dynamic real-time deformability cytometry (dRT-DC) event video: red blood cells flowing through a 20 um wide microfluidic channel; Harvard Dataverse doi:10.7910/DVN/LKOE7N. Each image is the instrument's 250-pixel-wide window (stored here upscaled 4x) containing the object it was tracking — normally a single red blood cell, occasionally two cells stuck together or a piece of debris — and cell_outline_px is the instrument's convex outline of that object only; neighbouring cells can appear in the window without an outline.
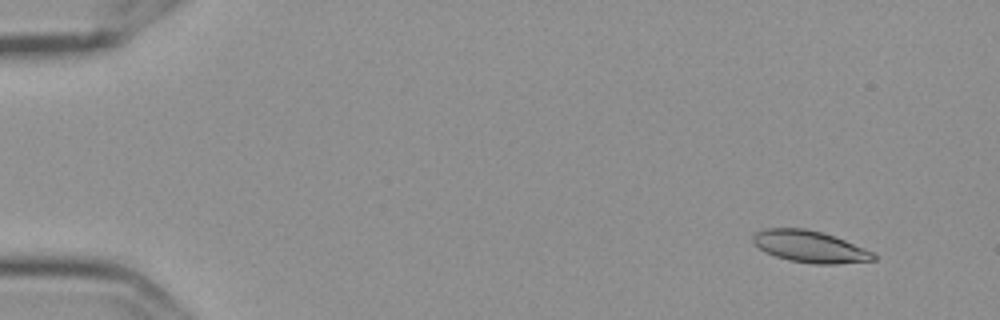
{"species": "Egyptian fruit bat (a non-hibernating species)", "species_latin": "Rousettus aegyptiacus", "temperature_condition": "cold", "stored_images_in_passage": 57, "camera_frame_rate_fps": 3000, "um_per_image_px": 0.085, "frame": {"image": 1, "passage_image": 5, "time_ms": 1.333, "image_size_px": [1000, 320], "cell_outline_px": [[876, 260], [836, 264], [812, 264], [788, 260], [764, 252], [752, 240], [752, 236], [756, 232], [764, 228], [804, 228], [820, 232], [844, 240], [864, 248], [872, 252], [876, 256]], "centroid_in_image_um": [68.82, 20.97], "position_along_channel_um": 16.2, "area_um2": 22.14}}
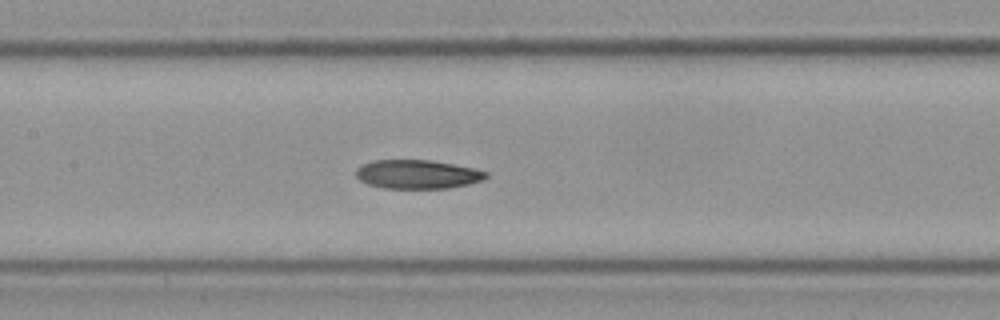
{"frame": {"image": 2, "passage_image": 28, "time_ms": 9.0, "image_size_px": [1000, 320], "cell_outline_px": [[488, 176], [484, 180], [468, 184], [448, 188], [384, 188], [368, 184], [360, 180], [356, 176], [356, 168], [364, 164], [376, 160], [432, 160], [476, 168], [488, 172]], "centroid_in_image_um": [35.52, 14.81], "position_along_channel_um": 171.9, "area_um2": 21.91}}
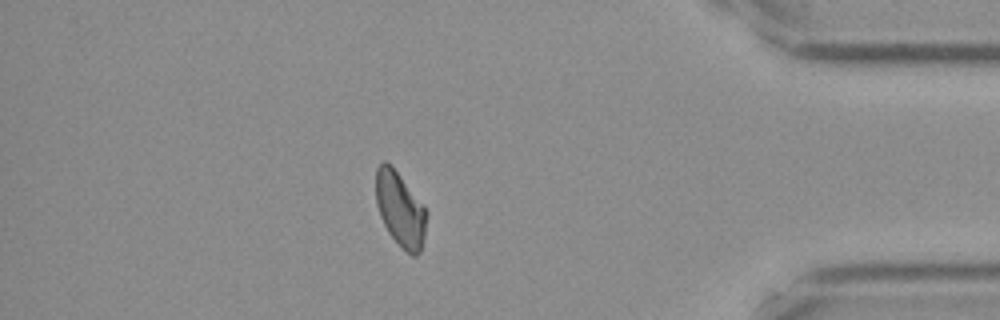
{"frame": {"image": 3, "passage_image": 50, "time_ms": 16.333, "image_size_px": [1000, 320], "cell_outline_px": [[428, 212], [424, 236], [420, 252], [416, 256], [412, 256], [388, 232], [380, 216], [376, 204], [376, 168], [384, 160], [392, 164]], "centroid_in_image_um": [34.01, 17.75], "position_along_channel_um": 401.2, "area_um2": 21.85}, "authors_computed_cell_mechanics": {"area_um2": 22.4842, "velocity_mm_per_s": 3.593, "shape_relaxation_time_tau1_ms": null, "shape_relaxation_time_tau2_ms": 9.7176, "deformation_change_tau1": null, "deformation_change_tau2": 0.1557}}